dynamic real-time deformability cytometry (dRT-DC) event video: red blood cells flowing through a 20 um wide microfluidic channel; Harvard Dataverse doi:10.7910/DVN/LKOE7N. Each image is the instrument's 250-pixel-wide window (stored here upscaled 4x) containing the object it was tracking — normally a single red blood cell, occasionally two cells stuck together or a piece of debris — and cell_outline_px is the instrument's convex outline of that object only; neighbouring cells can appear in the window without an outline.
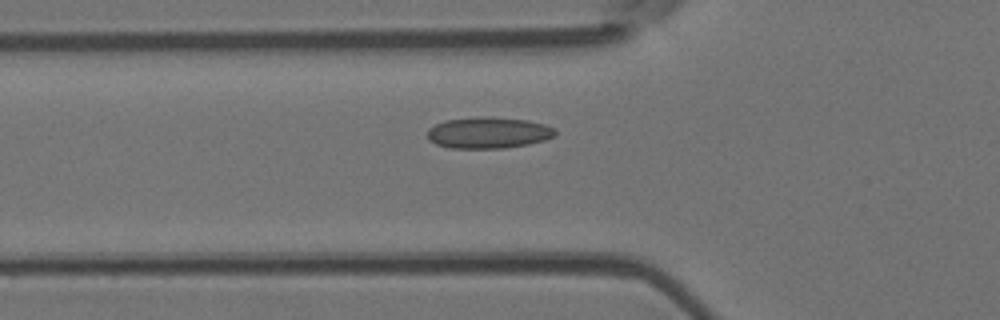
{"species": "Egyptian fruit bat (a non-hibernating species)", "species_latin": "Rousettus aegyptiacus", "temperature_condition": "room temperature", "stored_images_in_passage": 6, "camera_frame_rate_fps": 3000, "um_per_image_px": 0.085, "animal": {"sex": "female"}, "frame": {"image": 1, "passage_image": 6, "time_ms": 6.667, "image_size_px": [1000, 320], "cell_outline_px": [[556, 136], [544, 140], [528, 144], [504, 148], [452, 148], [436, 144], [428, 140], [428, 128], [444, 120], [480, 116], [488, 116], [528, 120], [544, 124], [556, 128]], "centroid_in_image_um": [41.52, 11.27], "position_along_channel_um": 84.3, "area_um2": 23.52}}